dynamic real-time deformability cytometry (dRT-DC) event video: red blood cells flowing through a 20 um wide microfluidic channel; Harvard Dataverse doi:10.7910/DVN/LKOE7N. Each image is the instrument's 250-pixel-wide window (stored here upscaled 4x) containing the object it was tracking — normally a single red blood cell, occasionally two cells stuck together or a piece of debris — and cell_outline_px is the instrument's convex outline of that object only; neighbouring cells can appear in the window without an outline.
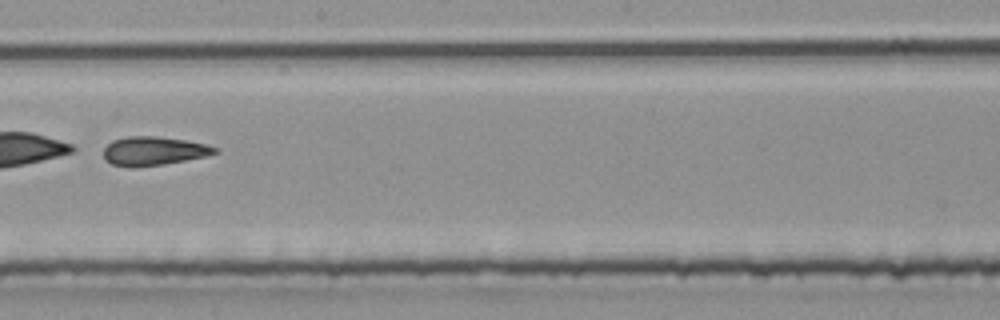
{"species": "common noctule bat (a hibernating species)", "species_latin": "Nyctalus noctula", "temperature_condition": "room temperature", "stored_images_in_passage": 53, "segment_of_instrument_passage": [2, 2], "camera_frame_rate_fps": 3000, "um_per_image_px": 0.085, "animal": {"sex": "male", "body_mass_g": 20.4}, "frame": {"image": 1, "passage_image": 31, "time_ms": 10.0, "image_size_px": [1000, 320], "cell_outline_px": [[220, 152], [208, 156], [164, 164], [132, 168], [128, 168], [112, 164], [104, 160], [104, 148], [112, 140], [128, 136], [156, 136], [184, 140], [208, 144], [220, 148]], "centroid_in_image_um": [13.09, 12.84], "position_along_channel_um": 235.1, "area_um2": 19.02}}